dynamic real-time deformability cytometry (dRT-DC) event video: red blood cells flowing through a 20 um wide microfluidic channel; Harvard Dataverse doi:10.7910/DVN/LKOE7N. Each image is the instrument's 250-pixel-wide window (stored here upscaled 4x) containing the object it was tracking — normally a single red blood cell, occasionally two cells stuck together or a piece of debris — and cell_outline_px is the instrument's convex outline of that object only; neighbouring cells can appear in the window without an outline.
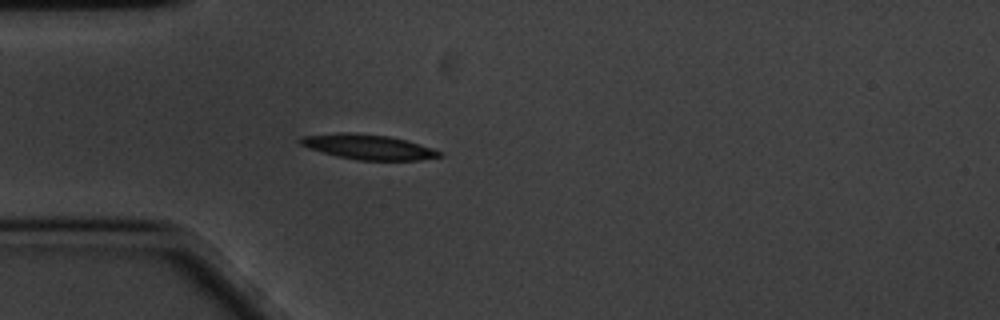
{"species": "common noctule bat (a hibernating species)", "species_latin": "Nyctalus noctula", "temperature_condition": "cold", "stored_images_in_passage": 44, "camera_frame_rate_fps": 3000, "um_per_image_px": 0.085, "animal": {"sex": "male", "body_mass_g": 20.1, "forearm_length_mm": 53.5}, "frame": {"image": 1, "passage_image": 1, "time_ms": 0.0, "image_size_px": [1000, 320], "cell_outline_px": [[444, 152], [440, 156], [420, 160], [356, 160], [336, 156], [308, 148], [300, 144], [296, 140], [300, 136], [336, 132], [348, 132], [388, 136], [404, 140], [432, 148]], "centroid_in_image_um": [31.22, 12.48], "position_along_channel_um": 53.8, "area_um2": 20.29}}
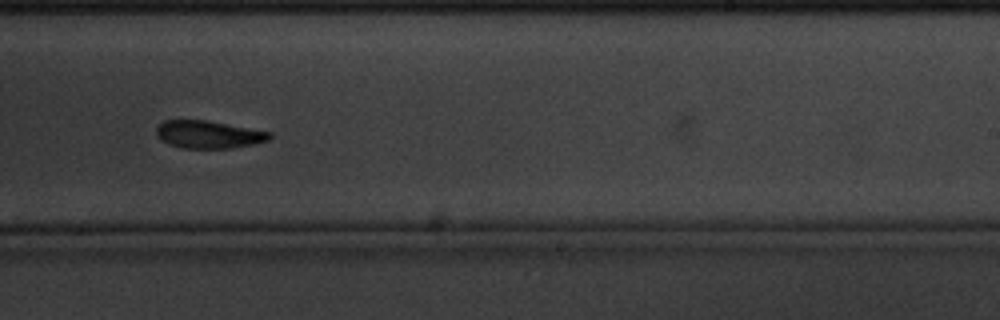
{"frame": {"image": 2, "passage_image": 21, "time_ms": 6.667, "image_size_px": [1000, 320], "cell_outline_px": [[272, 136], [268, 140], [252, 144], [232, 148], [184, 148], [168, 144], [160, 140], [156, 136], [156, 128], [164, 120], [204, 120], [272, 132]], "centroid_in_image_um": [17.69, 11.43], "position_along_channel_um": 271.3, "area_um2": 18.15}}
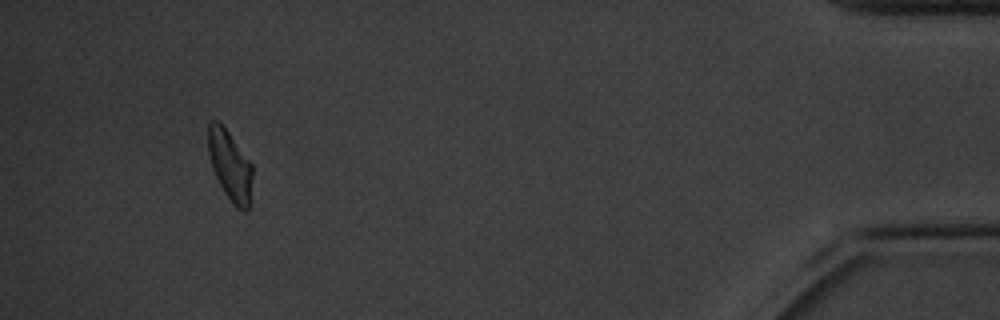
{"frame": {"image": 3, "passage_image": 40, "time_ms": 13.0, "image_size_px": [1000, 320], "cell_outline_px": [[252, 176], [248, 208], [244, 212], [236, 208], [232, 204], [224, 192], [216, 176], [208, 152], [208, 124], [212, 120], [216, 120], [228, 132], [252, 164]], "centroid_in_image_um": [19.55, 14.09], "position_along_channel_um": 415.7, "area_um2": 17.69}, "authors_computed_cell_mechanics": {"area_um2": 18.6983, "velocity_mm_per_s": 3.3567, "shape_relaxation_time_tau1_ms": 3.919, "shape_relaxation_time_tau2_ms": 4.6027, "deformation_change_tau1": 0.1251, "deformation_change_tau2": 0.1167}}